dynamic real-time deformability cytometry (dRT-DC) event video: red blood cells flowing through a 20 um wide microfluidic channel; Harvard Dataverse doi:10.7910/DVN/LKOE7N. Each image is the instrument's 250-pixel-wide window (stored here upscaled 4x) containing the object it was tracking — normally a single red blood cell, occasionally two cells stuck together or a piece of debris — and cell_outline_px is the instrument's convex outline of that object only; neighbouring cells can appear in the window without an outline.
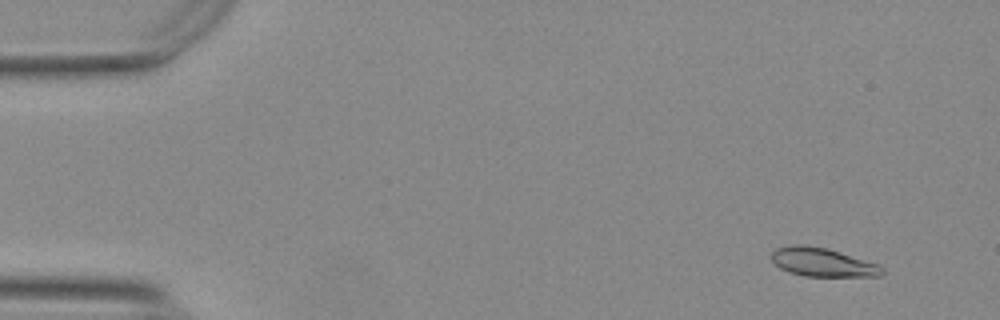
{"species": "Egyptian fruit bat (a non-hibernating species)", "species_latin": "Rousettus aegyptiacus", "temperature_condition": "warm", "stored_images_in_passage": 55, "camera_frame_rate_fps": 3000, "um_per_image_px": 0.085, "animal": {"sex": "female"}, "frame": {"image": 1, "passage_image": 5, "time_ms": 1.333, "image_size_px": [1000, 320], "cell_outline_px": [[884, 272], [880, 276], [804, 276], [788, 272], [780, 268], [772, 260], [772, 252], [776, 248], [788, 244], [804, 244], [828, 248], [876, 264], [884, 268]], "centroid_in_image_um": [69.87, 22.28], "position_along_channel_um": 15.1, "area_um2": 18.44}}
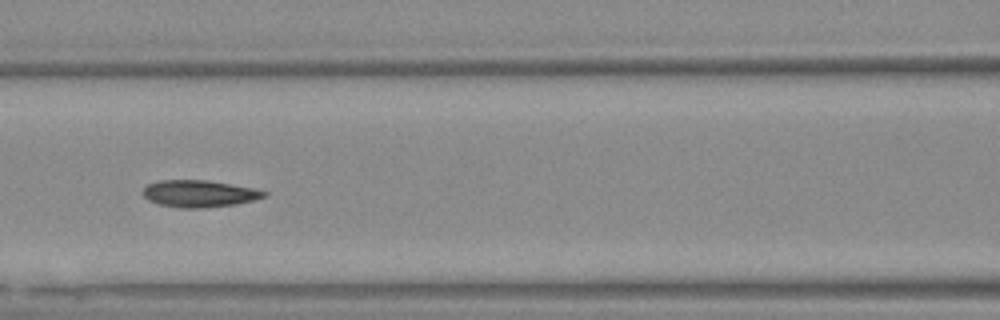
{"frame": {"image": 2, "passage_image": 25, "time_ms": 8.0, "image_size_px": [1000, 320], "cell_outline_px": [[268, 196], [236, 204], [204, 208], [180, 208], [160, 204], [148, 200], [144, 196], [144, 188], [148, 184], [160, 180], [204, 180], [252, 188], [268, 192]], "centroid_in_image_um": [16.93, 16.47], "position_along_channel_um": 149.7, "area_um2": 18.79}}
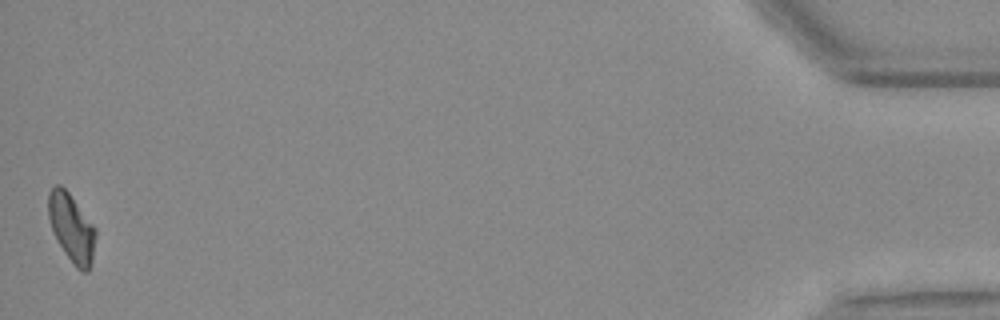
{"frame": {"image": 3, "passage_image": 55, "time_ms": 18.0, "image_size_px": [1000, 320], "cell_outline_px": [[96, 236], [92, 260], [88, 272], [80, 272], [76, 268], [64, 252], [52, 232], [48, 216], [48, 192], [56, 184], [60, 184], [68, 192], [96, 228]], "centroid_in_image_um": [6.08, 19.38], "position_along_channel_um": 429.1, "area_um2": 18.84}, "authors_computed_cell_mechanics": {"area_um2": 18.7272, "velocity_mm_per_s": 3.7454, "shape_relaxation_time_tau1_ms": 5.6506, "shape_relaxation_time_tau2_ms": 2.4154, "deformation_change_tau1": 0.1785, "deformation_change_tau2": 0.0874}}